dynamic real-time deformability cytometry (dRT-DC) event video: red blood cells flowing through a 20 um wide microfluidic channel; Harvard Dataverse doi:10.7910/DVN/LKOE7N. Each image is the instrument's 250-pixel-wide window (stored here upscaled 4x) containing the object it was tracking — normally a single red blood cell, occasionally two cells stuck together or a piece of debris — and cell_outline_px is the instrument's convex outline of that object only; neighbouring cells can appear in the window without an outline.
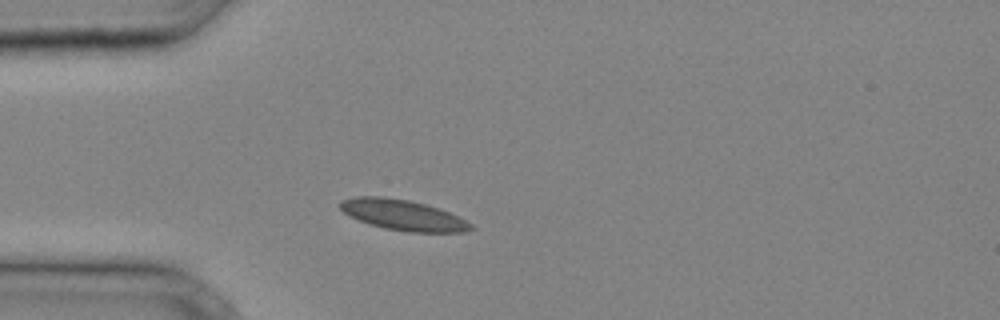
{"species": "common noctule bat (a hibernating species)", "species_latin": "Nyctalus noctula", "temperature_condition": "cold", "stored_images_in_passage": 27, "camera_frame_rate_fps": 3000, "um_per_image_px": 0.085, "animal": {"sex": "male", "body_mass_g": 20.4}, "frame": {"image": 1, "passage_image": 1, "time_ms": 0.0, "image_size_px": [1000, 320], "cell_outline_px": [[476, 228], [468, 232], [408, 232], [384, 228], [368, 224], [344, 212], [340, 208], [340, 200], [356, 196], [380, 196], [408, 200], [424, 204], [448, 212], [472, 224]], "centroid_in_image_um": [34.25, 18.28], "position_along_channel_um": 50.7, "area_um2": 23.06}}
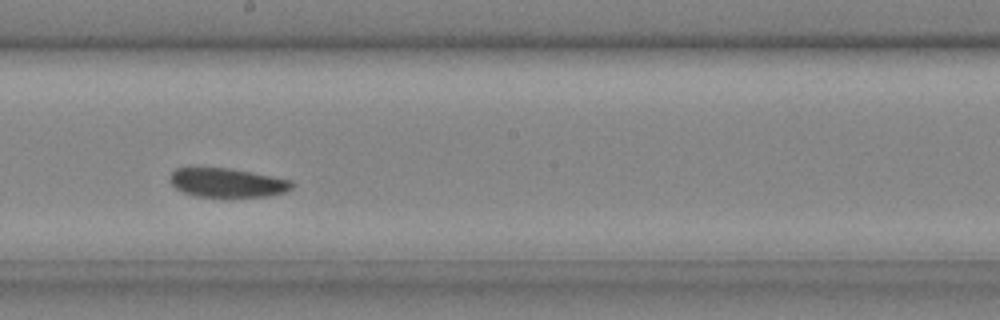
{"frame": {"image": 2, "passage_image": 12, "time_ms": 3.667, "image_size_px": [1000, 320], "cell_outline_px": [[292, 188], [284, 192], [272, 196], [232, 200], [196, 196], [184, 192], [176, 188], [172, 184], [168, 176], [176, 168], [228, 168], [252, 172], [292, 180]], "centroid_in_image_um": [19.34, 15.58], "position_along_channel_um": 228.9, "area_um2": 21.5}}
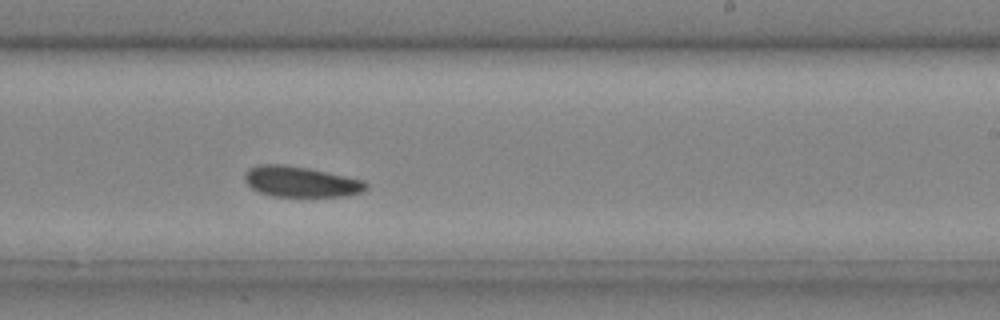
{"frame": {"image": 3, "passage_image": 14, "time_ms": 4.333, "image_size_px": [1000, 320], "cell_outline_px": [[368, 188], [360, 192], [344, 196], [272, 196], [260, 192], [252, 188], [244, 180], [244, 176], [248, 168], [260, 164], [284, 164], [308, 168], [364, 180], [368, 184]], "centroid_in_image_um": [25.55, 15.44], "position_along_channel_um": 263.4, "area_um2": 21.56}}